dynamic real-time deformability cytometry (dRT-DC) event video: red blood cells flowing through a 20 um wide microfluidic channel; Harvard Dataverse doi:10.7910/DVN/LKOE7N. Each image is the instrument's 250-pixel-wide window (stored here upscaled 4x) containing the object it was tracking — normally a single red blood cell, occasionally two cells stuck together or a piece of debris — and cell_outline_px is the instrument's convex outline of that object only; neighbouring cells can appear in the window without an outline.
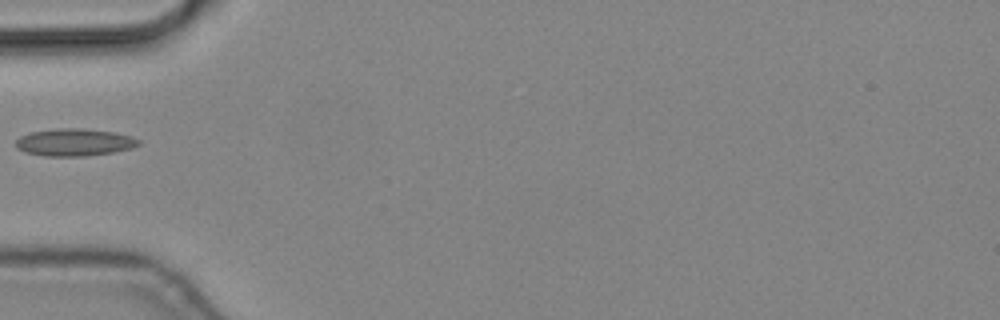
{"species": "common noctule bat (a hibernating species)", "species_latin": "Nyctalus noctula", "temperature_condition": "cold", "stored_images_in_passage": 1, "camera_frame_rate_fps": 3000, "um_per_image_px": 0.085, "animal": {"sex": "male", "body_mass_g": 19.2, "forearm_length_mm": 51.8}, "frame": {"image": 1, "passage_image": 1, "time_ms": 0.0, "image_size_px": [1000, 320], "cell_outline_px": [[140, 144], [132, 148], [112, 152], [84, 156], [44, 156], [24, 152], [16, 148], [16, 140], [20, 136], [32, 132], [56, 128], [84, 128], [112, 132], [132, 136], [140, 140]], "centroid_in_image_um": [6.31, 12.09], "position_along_channel_um": 78.7, "area_um2": 19.59}}